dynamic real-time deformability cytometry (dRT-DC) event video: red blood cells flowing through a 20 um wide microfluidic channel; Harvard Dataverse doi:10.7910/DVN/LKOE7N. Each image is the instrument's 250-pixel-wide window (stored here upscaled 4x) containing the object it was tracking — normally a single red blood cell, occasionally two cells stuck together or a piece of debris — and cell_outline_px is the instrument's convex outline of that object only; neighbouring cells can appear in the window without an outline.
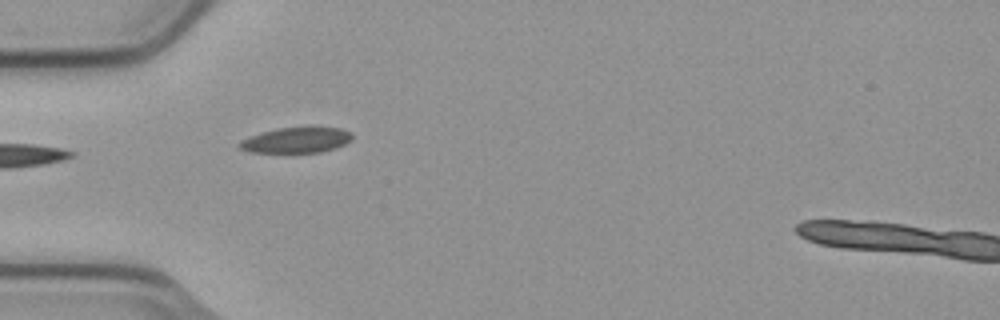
{"species": "common noctule bat (a hibernating species)", "species_latin": "Nyctalus noctula", "temperature_condition": "cold", "stored_images_in_passage": 7, "camera_frame_rate_fps": 3000, "um_per_image_px": 0.085, "animal": {"sex": "male", "body_mass_g": 23.1, "forearm_length_mm": 52.7}, "frame": {"image": 1, "passage_image": 4, "time_ms": 1.0, "image_size_px": [1000, 320], "cell_outline_px": [[352, 140], [344, 144], [320, 152], [248, 152], [240, 148], [236, 144], [240, 140], [276, 128], [308, 124], [312, 124], [340, 128], [352, 132]], "centroid_in_image_um": [25.23, 11.85], "position_along_channel_um": 59.8, "area_um2": 17.4}}
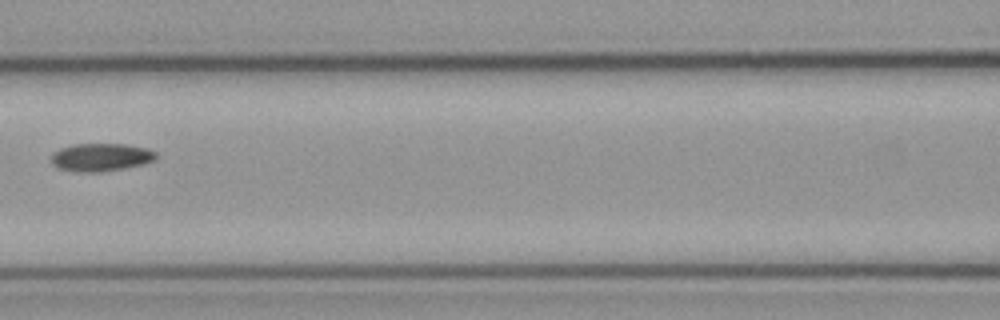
{"frame": {"image": 2, "passage_image": 6, "time_ms": 1.667, "image_size_px": [1000, 320], "cell_outline_px": [[156, 160], [144, 164], [124, 168], [100, 172], [76, 172], [56, 168], [52, 164], [52, 152], [60, 148], [72, 144], [128, 144], [148, 148], [156, 152]], "centroid_in_image_um": [8.57, 13.36], "position_along_channel_um": 158.0, "area_um2": 17.34}}
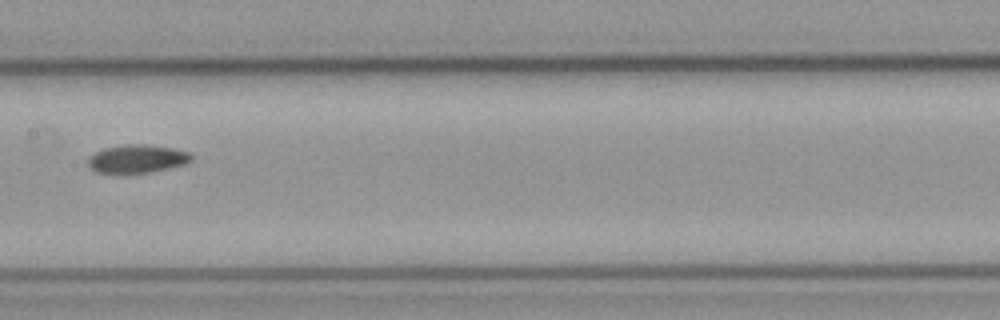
{"frame": {"image": 3, "passage_image": 7, "time_ms": 2.0, "image_size_px": [1000, 320], "cell_outline_px": [[192, 160], [184, 164], [168, 168], [148, 172], [96, 172], [88, 164], [88, 160], [96, 152], [104, 148], [128, 144], [144, 144], [172, 148], [188, 152], [192, 156]], "centroid_in_image_um": [11.68, 13.48], "position_along_channel_um": 195.7, "area_um2": 16.47}}